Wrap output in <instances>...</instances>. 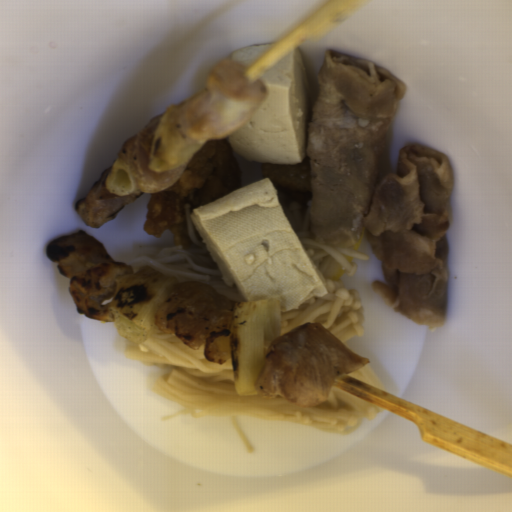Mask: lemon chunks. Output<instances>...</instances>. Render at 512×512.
Instances as JSON below:
<instances>
[{
    "label": "lemon chunks",
    "instance_id": "1",
    "mask_svg": "<svg viewBox=\"0 0 512 512\" xmlns=\"http://www.w3.org/2000/svg\"><path fill=\"white\" fill-rule=\"evenodd\" d=\"M345 272L346 271L336 261L330 259L326 266L323 276L324 278L333 281H340L344 276Z\"/></svg>",
    "mask_w": 512,
    "mask_h": 512
},
{
    "label": "lemon chunks",
    "instance_id": "2",
    "mask_svg": "<svg viewBox=\"0 0 512 512\" xmlns=\"http://www.w3.org/2000/svg\"><path fill=\"white\" fill-rule=\"evenodd\" d=\"M362 237L355 243V244H347L351 251H357L359 250L360 244H361Z\"/></svg>",
    "mask_w": 512,
    "mask_h": 512
},
{
    "label": "lemon chunks",
    "instance_id": "3",
    "mask_svg": "<svg viewBox=\"0 0 512 512\" xmlns=\"http://www.w3.org/2000/svg\"><path fill=\"white\" fill-rule=\"evenodd\" d=\"M342 255H343V257H344V258H345L349 263H351V264H352V263L354 262V260H355V258L350 257V256H348V255H345V254H343V253H342Z\"/></svg>",
    "mask_w": 512,
    "mask_h": 512
}]
</instances>
